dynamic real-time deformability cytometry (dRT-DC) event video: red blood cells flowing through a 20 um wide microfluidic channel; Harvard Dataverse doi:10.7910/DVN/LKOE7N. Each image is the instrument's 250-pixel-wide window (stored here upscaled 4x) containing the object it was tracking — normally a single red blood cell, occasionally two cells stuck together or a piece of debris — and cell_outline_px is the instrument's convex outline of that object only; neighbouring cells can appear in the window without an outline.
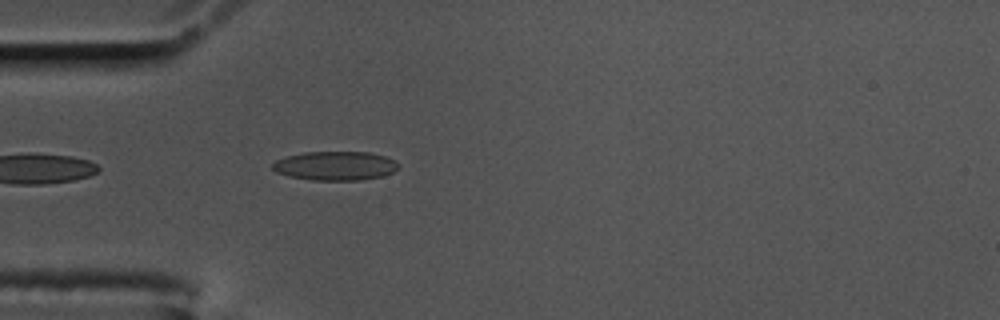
{"species": "common noctule bat (a hibernating species)", "species_latin": "Nyctalus noctula", "temperature_condition": "cold", "stored_images_in_passage": 40, "camera_frame_rate_fps": 3000, "um_per_image_px": 0.085, "animal": {"sex": "male", "body_mass_g": 17.5, "forearm_length_mm": 52.3}, "frame": {"image": 1, "passage_image": 3, "time_ms": 0.667, "image_size_px": [1000, 320], "cell_outline_px": [[400, 164], [392, 172], [384, 176], [360, 180], [312, 180], [288, 176], [276, 172], [272, 168], [272, 164], [276, 160], [288, 156], [304, 152], [368, 152], [384, 156]], "centroid_in_image_um": [28.48, 14.1], "position_along_channel_um": 56.5, "area_um2": 21.15}}
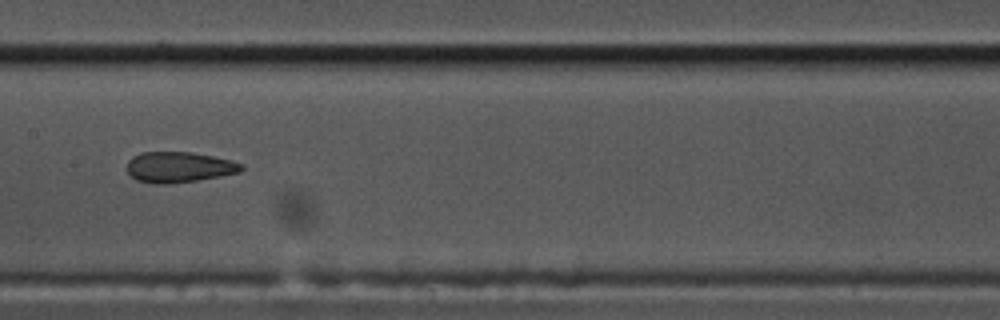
{"frame": {"image": 2, "passage_image": 15, "time_ms": 4.667, "image_size_px": [1000, 320], "cell_outline_px": [[244, 168], [240, 172], [220, 176], [196, 180], [168, 184], [152, 184], [136, 180], [128, 172], [128, 160], [132, 156], [140, 152], [192, 152], [232, 160], [244, 164]], "centroid_in_image_um": [15.21, 14.2], "position_along_channel_um": 192.2, "area_um2": 20.52}}
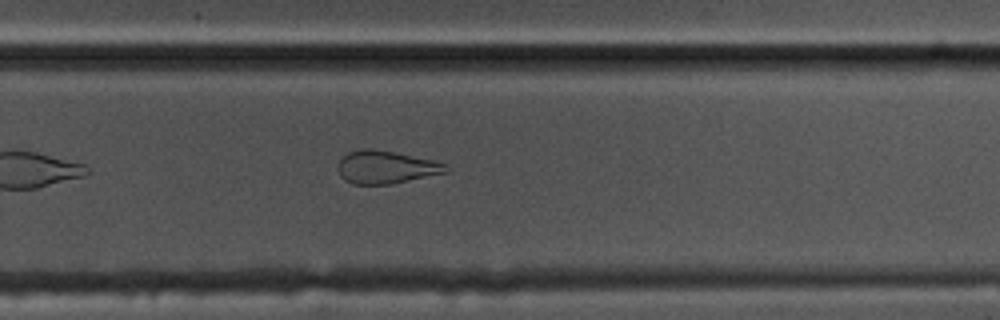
{"frame": {"image": 3, "passage_image": 24, "time_ms": 7.667, "image_size_px": [1000, 320], "cell_outline_px": [[448, 172], [388, 184], [352, 184], [344, 180], [340, 176], [340, 160], [348, 152], [360, 148], [372, 148], [436, 160], [444, 164]], "centroid_in_image_um": [32.79, 14.2], "position_along_channel_um": 297.0, "area_um2": 20.4}, "authors_computed_cell_mechanics": {"area_um2": 21.0392, "velocity_mm_per_s": 3.5049, "shape_relaxation_time_tau1_ms": null, "shape_relaxation_time_tau2_ms": 1.7403, "deformation_change_tau1": null, "deformation_change_tau2": 0.0904}}